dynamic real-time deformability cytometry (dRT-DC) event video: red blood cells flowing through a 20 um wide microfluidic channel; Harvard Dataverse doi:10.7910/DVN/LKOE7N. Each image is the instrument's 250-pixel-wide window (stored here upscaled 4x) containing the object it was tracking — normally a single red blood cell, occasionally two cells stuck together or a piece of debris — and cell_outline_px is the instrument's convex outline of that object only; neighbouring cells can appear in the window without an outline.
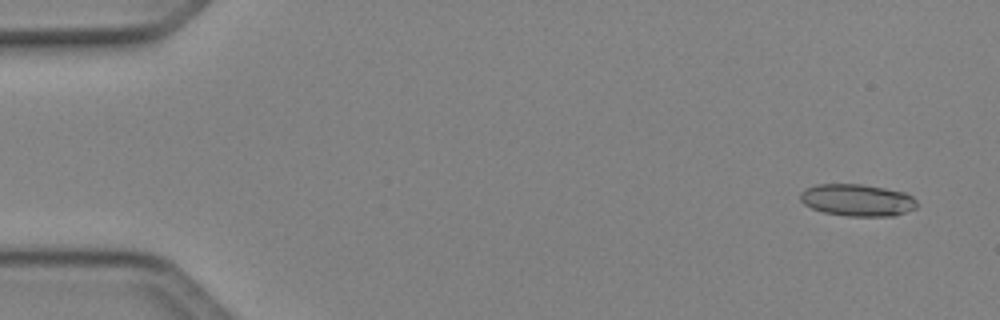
{"species": "Egyptian fruit bat (a non-hibernating species)", "species_latin": "Rousettus aegyptiacus", "temperature_condition": "cold", "stored_images_in_passage": 47, "camera_frame_rate_fps": 3000, "um_per_image_px": 0.085, "animal": {"sex": "female"}, "frame": {"image": 1, "passage_image": 1, "time_ms": 0.0, "image_size_px": [1000, 320], "cell_outline_px": [[916, 208], [896, 216], [848, 216], [824, 212], [812, 208], [804, 204], [800, 200], [800, 192], [804, 188], [816, 184], [860, 184], [884, 188], [904, 192], [912, 196], [916, 200]], "centroid_in_image_um": [72.85, 17.01], "position_along_channel_um": 12.1, "area_um2": 21.85}}
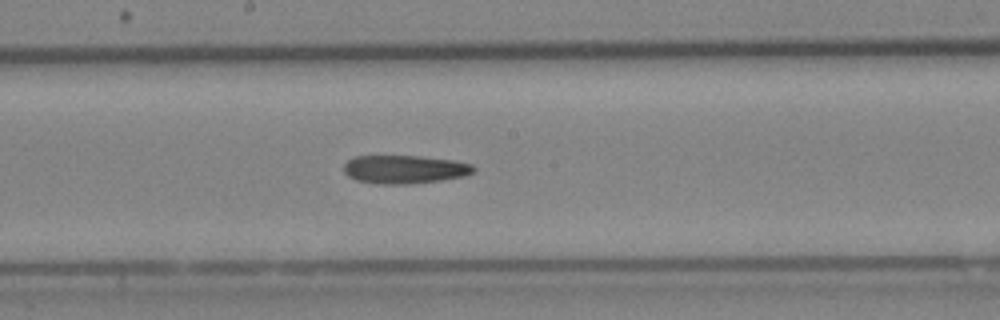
{"frame": {"image": 2, "passage_image": 25, "time_ms": 8.0, "image_size_px": [1000, 320], "cell_outline_px": [[476, 168], [472, 172], [464, 176], [440, 180], [408, 184], [376, 184], [356, 180], [348, 176], [344, 172], [344, 164], [348, 160], [356, 156], [420, 156], [452, 160], [472, 164]], "centroid_in_image_um": [34.36, 14.39], "position_along_channel_um": 213.8, "area_um2": 21.39}}
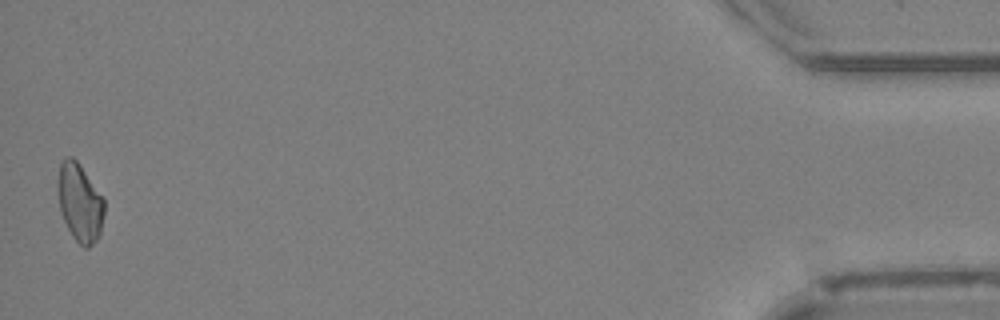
{"frame": {"image": 3, "passage_image": 47, "time_ms": 15.333, "image_size_px": [1000, 320], "cell_outline_px": [[104, 212], [100, 236], [88, 248], [84, 248], [72, 236], [60, 212], [60, 164], [64, 156], [72, 156], [76, 160], [104, 196]], "centroid_in_image_um": [6.84, 17.24], "position_along_channel_um": 428.4, "area_um2": 20.81}}